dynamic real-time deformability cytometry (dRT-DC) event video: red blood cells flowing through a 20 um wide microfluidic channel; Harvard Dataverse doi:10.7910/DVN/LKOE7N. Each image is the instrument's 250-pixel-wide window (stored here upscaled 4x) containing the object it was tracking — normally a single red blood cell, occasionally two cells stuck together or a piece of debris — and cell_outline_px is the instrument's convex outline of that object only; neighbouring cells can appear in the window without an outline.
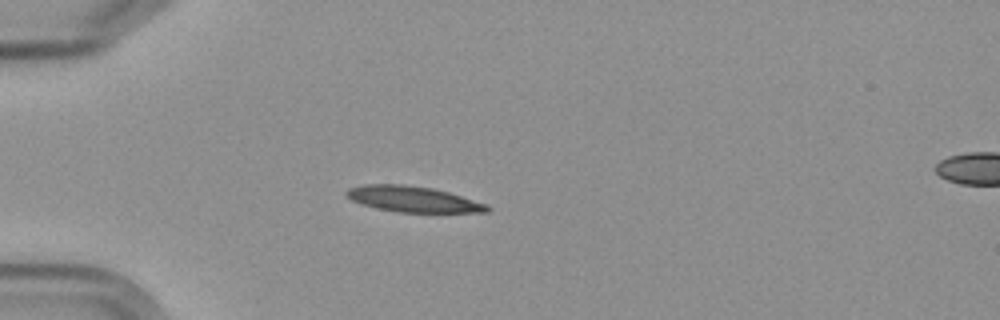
{"species": "Egyptian fruit bat (a non-hibernating species)", "species_latin": "Rousettus aegyptiacus", "temperature_condition": "cold", "stored_images_in_passage": 2, "camera_frame_rate_fps": 3000, "um_per_image_px": 0.085, "frame": {"image": 1, "passage_image": 1, "time_ms": 0.0, "image_size_px": [1000, 320], "cell_outline_px": [[492, 208], [488, 212], [396, 212], [376, 208], [360, 204], [352, 200], [344, 192], [348, 188], [364, 184], [404, 184], [432, 188], [448, 192], [488, 204]], "centroid_in_image_um": [35.1, 16.92], "position_along_channel_um": 49.9, "area_um2": 21.21}}